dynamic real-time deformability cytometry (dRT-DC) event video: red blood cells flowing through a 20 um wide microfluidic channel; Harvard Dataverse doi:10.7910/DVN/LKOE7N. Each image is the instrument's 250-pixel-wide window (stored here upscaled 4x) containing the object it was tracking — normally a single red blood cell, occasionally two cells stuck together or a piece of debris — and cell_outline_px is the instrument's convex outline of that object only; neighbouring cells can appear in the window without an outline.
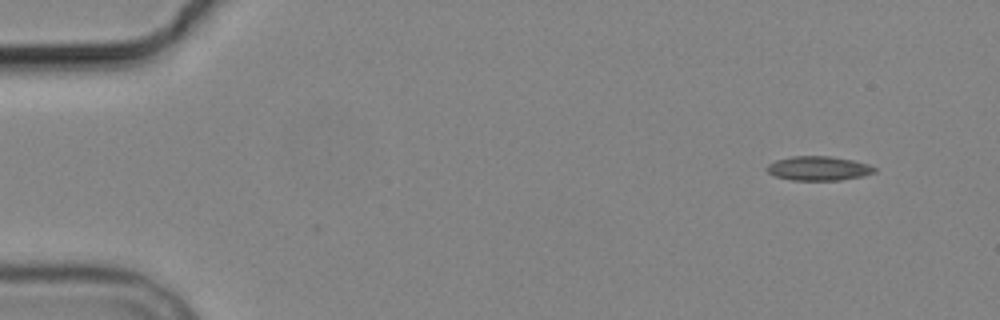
{"species": "common noctule bat (a hibernating species)", "species_latin": "Nyctalus noctula", "temperature_condition": "cold", "stored_images_in_passage": 5, "camera_frame_rate_fps": 3000, "um_per_image_px": 0.085, "animal": {"sex": "male", "body_mass_g": 19.2, "forearm_length_mm": 51.8}, "frame": {"image": 1, "passage_image": 1, "time_ms": 0.0, "image_size_px": [1000, 320], "cell_outline_px": [[876, 172], [864, 176], [840, 180], [792, 180], [772, 176], [764, 168], [768, 164], [776, 160], [792, 156], [828, 156], [852, 160], [868, 164], [876, 168]], "centroid_in_image_um": [69.54, 14.32], "position_along_channel_um": 15.5, "area_um2": 15.32}}
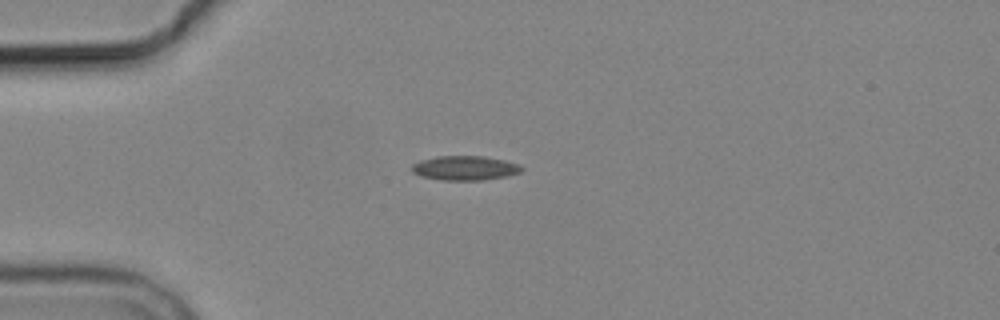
{"frame": {"image": 2, "passage_image": 4, "time_ms": 3.333, "image_size_px": [1000, 320], "cell_outline_px": [[524, 168], [520, 172], [508, 176], [484, 180], [440, 180], [420, 176], [412, 172], [412, 164], [420, 160], [436, 156], [484, 156], [504, 160], [516, 164]], "centroid_in_image_um": [39.49, 14.28], "position_along_channel_um": 45.5, "area_um2": 15.66}}